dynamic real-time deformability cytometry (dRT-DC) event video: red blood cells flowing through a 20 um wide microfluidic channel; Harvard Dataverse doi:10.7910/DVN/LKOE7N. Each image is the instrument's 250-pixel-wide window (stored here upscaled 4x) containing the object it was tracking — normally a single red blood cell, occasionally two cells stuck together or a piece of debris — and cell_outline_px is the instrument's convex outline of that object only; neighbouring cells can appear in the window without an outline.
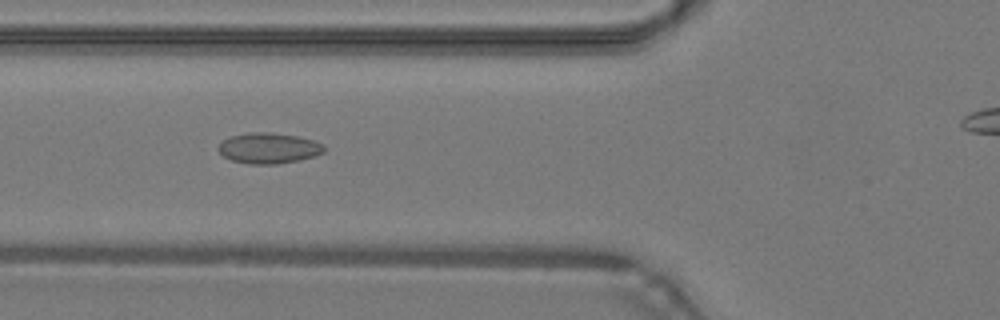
{"species": "common noctule bat (a hibernating species)", "species_latin": "Nyctalus noctula", "temperature_condition": "warm", "stored_images_in_passage": 43, "camera_frame_rate_fps": 3000, "um_per_image_px": 0.085, "animal": {"sex": "male", "body_mass_g": 19.2, "forearm_length_mm": 51.8}, "frame": {"image": 1, "passage_image": 18, "time_ms": 5.667, "image_size_px": [1000, 320], "cell_outline_px": [[324, 152], [300, 160], [276, 164], [248, 164], [232, 160], [224, 156], [216, 148], [228, 136], [248, 132], [272, 132], [296, 136], [312, 140], [324, 144]], "centroid_in_image_um": [22.81, 12.58], "position_along_channel_um": 103.0, "area_um2": 18.9}}
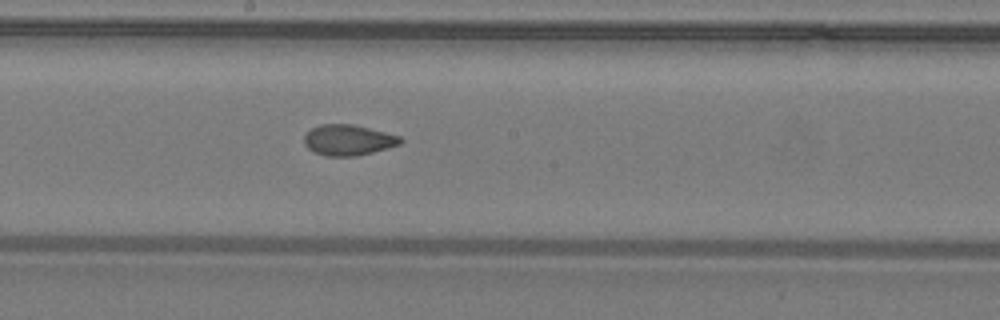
{"frame": {"image": 2, "passage_image": 26, "time_ms": 8.333, "image_size_px": [1000, 320], "cell_outline_px": [[404, 140], [400, 144], [372, 152], [356, 156], [328, 156], [316, 152], [308, 148], [304, 144], [304, 136], [312, 128], [320, 124], [352, 124], [400, 136]], "centroid_in_image_um": [29.59, 11.9], "position_along_channel_um": 218.6, "area_um2": 16.99}}
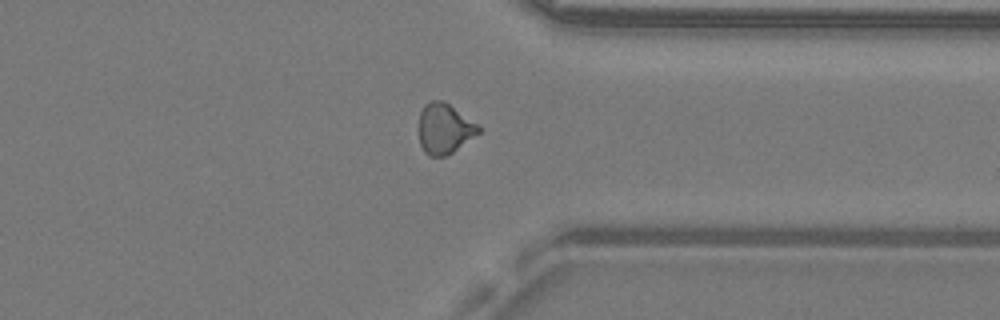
{"frame": {"image": 3, "passage_image": 37, "time_ms": 12.0, "image_size_px": [1000, 320], "cell_outline_px": [[480, 132], [452, 152], [444, 156], [428, 156], [424, 152], [420, 144], [420, 112], [424, 104], [432, 100], [444, 100], [480, 124]], "centroid_in_image_um": [37.8, 10.9], "position_along_channel_um": 373.6, "area_um2": 17.57}, "authors_computed_cell_mechanics": {"area_um2": 17.7446, "velocity_mm_per_s": 4.3173, "shape_relaxation_time_tau1_ms": null, "shape_relaxation_time_tau2_ms": 1.884, "deformation_change_tau1": null, "deformation_change_tau2": 0.0708}}